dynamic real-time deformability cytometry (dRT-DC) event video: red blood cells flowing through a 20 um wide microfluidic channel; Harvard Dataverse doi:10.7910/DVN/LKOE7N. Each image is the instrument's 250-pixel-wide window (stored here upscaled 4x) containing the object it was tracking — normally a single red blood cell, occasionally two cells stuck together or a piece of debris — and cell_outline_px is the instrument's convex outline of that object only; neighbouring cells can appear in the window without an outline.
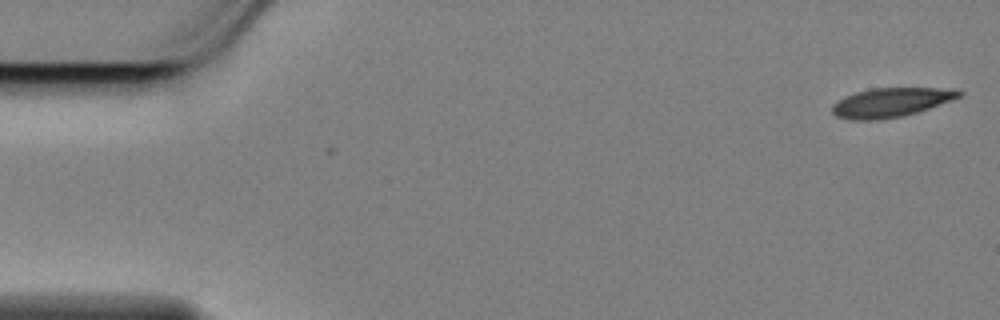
{"species": "Egyptian fruit bat (a non-hibernating species)", "species_latin": "Rousettus aegyptiacus", "temperature_condition": "cold", "stored_images_in_passage": 2, "camera_frame_rate_fps": 3000, "um_per_image_px": 0.085, "animal": {"sex": "female"}, "frame": {"image": 1, "passage_image": 2, "time_ms": 0.333, "image_size_px": [1000, 320], "cell_outline_px": [[964, 92], [960, 96], [952, 100], [904, 116], [876, 120], [852, 120], [836, 116], [832, 112], [832, 104], [844, 96], [856, 92], [872, 88], [960, 88]], "centroid_in_image_um": [75.74, 8.7], "position_along_channel_um": 9.3, "area_um2": 21.68}}